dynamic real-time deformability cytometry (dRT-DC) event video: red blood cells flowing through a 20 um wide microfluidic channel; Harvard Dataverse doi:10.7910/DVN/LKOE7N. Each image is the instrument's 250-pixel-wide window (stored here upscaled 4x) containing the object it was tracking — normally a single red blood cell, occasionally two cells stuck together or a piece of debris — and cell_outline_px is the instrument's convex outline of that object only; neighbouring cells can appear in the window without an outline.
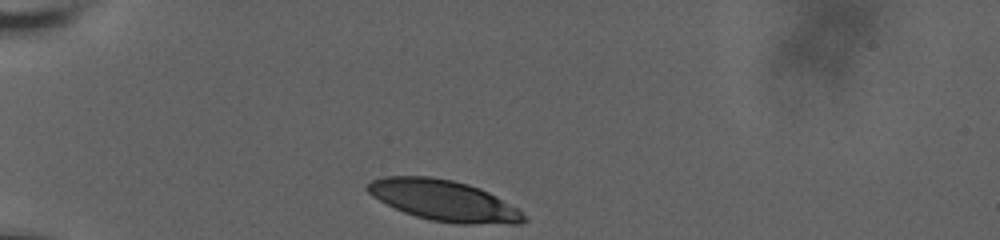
{"species": "human", "species_latin": "Homo sapiens", "temperature_condition": "room temperature", "stored_images_in_passage": 13, "camera_frame_rate_fps": 3000, "um_per_image_px": 0.085, "donor": {"sex": "male"}, "frame": {"image": 1, "passage_image": 1, "time_ms": 0.0, "image_size_px": [1000, 240], "cell_outline_px": [[528, 220], [520, 224], [460, 224], [432, 220], [416, 216], [404, 212], [372, 196], [364, 188], [364, 184], [372, 180], [384, 176], [432, 176], [452, 180], [468, 184], [480, 188], [520, 208]], "centroid_in_image_um": [37.76, 17.04], "position_along_channel_um": 47.2, "area_um2": 37.4}}
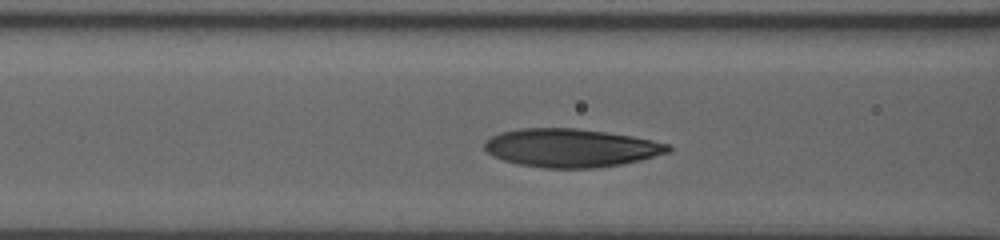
{"frame": {"image": 2, "passage_image": 11, "time_ms": 3.0, "image_size_px": [1000, 240], "cell_outline_px": [[672, 148], [668, 152], [640, 160], [620, 164], [596, 168], [544, 168], [516, 164], [492, 156], [484, 148], [484, 140], [500, 132], [520, 128], [576, 128], [632, 136], [672, 144]], "centroid_in_image_um": [48.5, 12.57], "position_along_channel_um": 118.1, "area_um2": 41.15}}
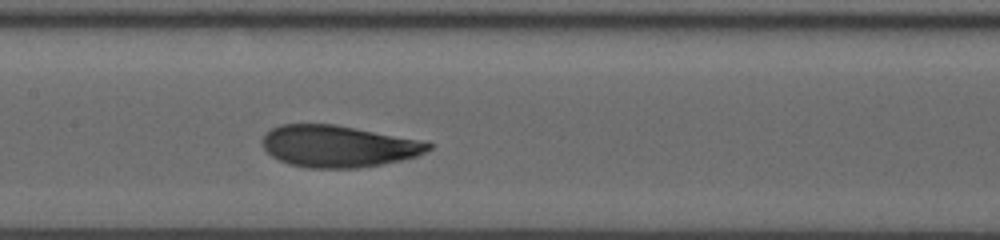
{"frame": {"image": 3, "passage_image": 13, "time_ms": 4.667, "image_size_px": [1000, 240], "cell_outline_px": [[432, 148], [416, 156], [384, 164], [356, 168], [308, 168], [288, 164], [272, 156], [264, 148], [264, 136], [272, 128], [284, 124], [336, 124], [428, 140], [432, 144]], "centroid_in_image_um": [28.84, 12.42], "position_along_channel_um": 178.6, "area_um2": 40.69}}